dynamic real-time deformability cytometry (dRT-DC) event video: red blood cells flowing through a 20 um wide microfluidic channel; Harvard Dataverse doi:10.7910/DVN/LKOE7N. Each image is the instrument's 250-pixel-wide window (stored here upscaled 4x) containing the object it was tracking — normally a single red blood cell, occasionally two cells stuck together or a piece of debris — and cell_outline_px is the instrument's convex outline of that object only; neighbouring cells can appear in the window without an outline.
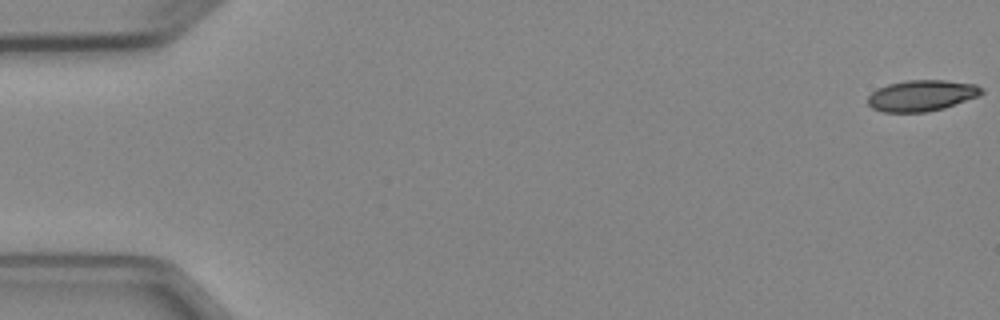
{"species": "Egyptian fruit bat (a non-hibernating species)", "species_latin": "Rousettus aegyptiacus", "temperature_condition": "cold", "stored_images_in_passage": 5, "camera_frame_rate_fps": 3000, "um_per_image_px": 0.085, "animal": {"sex": "female"}, "frame": {"image": 1, "passage_image": 1, "time_ms": 0.0, "image_size_px": [1000, 320], "cell_outline_px": [[984, 92], [980, 96], [944, 108], [928, 112], [880, 112], [872, 108], [868, 104], [868, 96], [876, 88], [888, 84], [908, 80], [944, 80], [976, 84], [984, 88]], "centroid_in_image_um": [78.36, 8.12], "position_along_channel_um": 6.6, "area_um2": 20.87}}
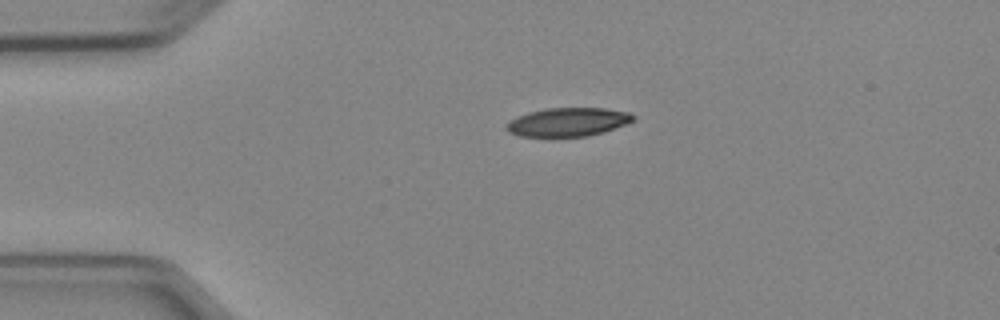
{"frame": {"image": 2, "passage_image": 4, "time_ms": 3.667, "image_size_px": [1000, 320], "cell_outline_px": [[636, 120], [628, 124], [604, 132], [588, 136], [520, 136], [508, 132], [504, 128], [512, 120], [528, 112], [548, 108], [604, 108], [628, 112], [636, 116]], "centroid_in_image_um": [48.35, 10.37], "position_along_channel_um": 36.7, "area_um2": 21.1}}